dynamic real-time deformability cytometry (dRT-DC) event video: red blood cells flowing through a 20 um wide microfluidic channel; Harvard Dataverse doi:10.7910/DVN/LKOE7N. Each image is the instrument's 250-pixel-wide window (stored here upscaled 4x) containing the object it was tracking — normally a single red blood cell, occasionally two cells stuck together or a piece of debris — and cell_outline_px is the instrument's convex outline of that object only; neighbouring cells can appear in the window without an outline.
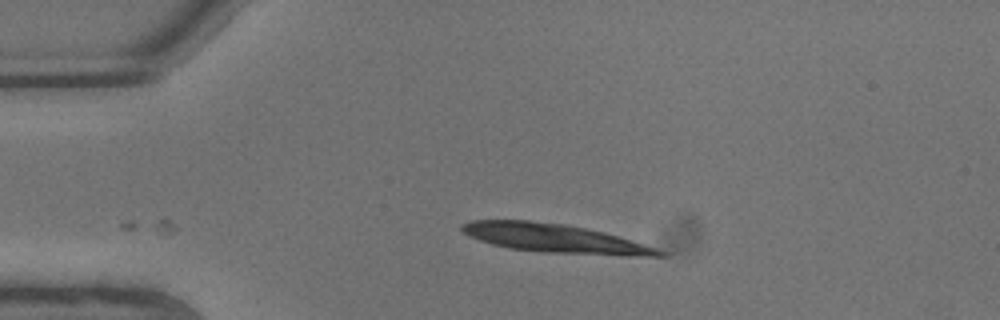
{"species": "common noctule bat (a hibernating species)", "species_latin": "Nyctalus noctula", "temperature_condition": "warm", "stored_images_in_passage": 5, "camera_frame_rate_fps": 3000, "um_per_image_px": 0.085, "animal": {"sex": "male", "body_mass_g": 13.3}, "frame": {"image": 1, "passage_image": 5, "time_ms": 1.333, "image_size_px": [1000, 320], "cell_outline_px": [[668, 256], [624, 256], [544, 252], [508, 248], [492, 244], [468, 236], [460, 228], [460, 224], [472, 220], [528, 220], [564, 224], [604, 232], [656, 248], [668, 252]], "centroid_in_image_um": [47.16, 20.27], "position_along_channel_um": 37.8, "area_um2": 32.95}}